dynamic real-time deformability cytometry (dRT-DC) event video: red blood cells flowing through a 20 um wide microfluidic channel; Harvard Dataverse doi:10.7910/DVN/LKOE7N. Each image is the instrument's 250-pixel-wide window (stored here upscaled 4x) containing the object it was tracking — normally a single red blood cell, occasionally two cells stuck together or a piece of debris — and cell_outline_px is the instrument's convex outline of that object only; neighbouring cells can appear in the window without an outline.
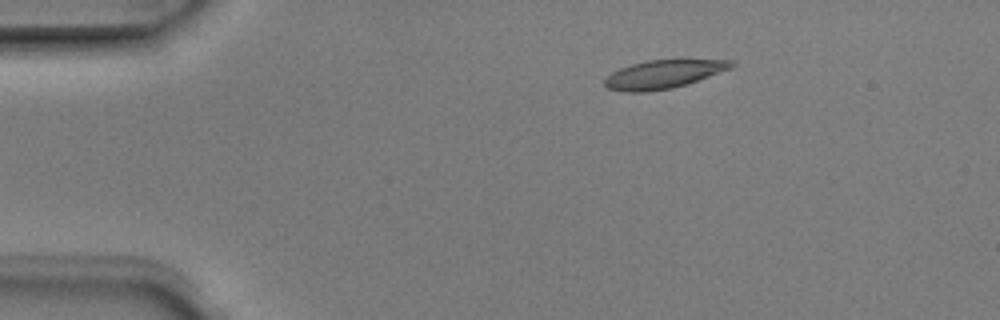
{"species": "Egyptian fruit bat (a non-hibernating species)", "species_latin": "Rousettus aegyptiacus", "temperature_condition": "room temperature", "stored_images_in_passage": 8, "camera_frame_rate_fps": 3000, "um_per_image_px": 0.085, "animal": {"sex": "male"}, "frame": {"image": 1, "passage_image": 3, "time_ms": 0.667, "image_size_px": [1000, 320], "cell_outline_px": [[736, 64], [732, 68], [688, 84], [672, 88], [644, 92], [624, 92], [608, 88], [604, 84], [604, 80], [612, 72], [620, 68], [632, 64], [648, 60], [732, 60]], "centroid_in_image_um": [56.4, 6.32], "position_along_channel_um": 28.6, "area_um2": 20.87}}
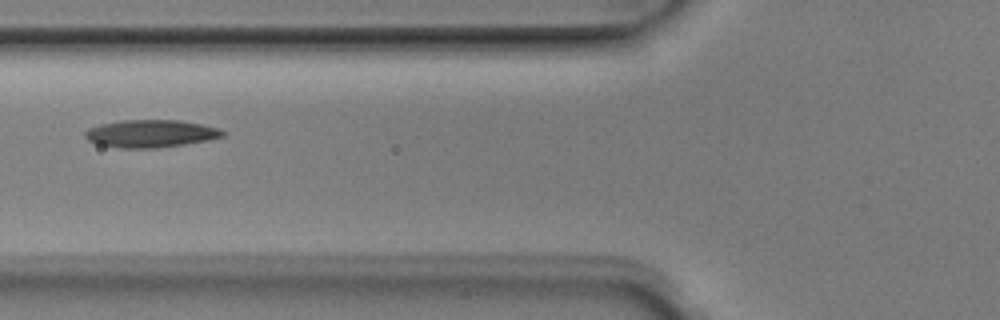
{"frame": {"image": 2, "passage_image": 6, "time_ms": 1.667, "image_size_px": [1000, 320], "cell_outline_px": [[228, 132], [224, 136], [208, 140], [184, 144], [156, 148], [120, 148], [96, 144], [88, 140], [84, 136], [84, 132], [88, 128], [100, 124], [120, 120], [180, 120], [220, 128]], "centroid_in_image_um": [12.81, 11.35], "position_along_channel_um": 113.0, "area_um2": 22.31}}
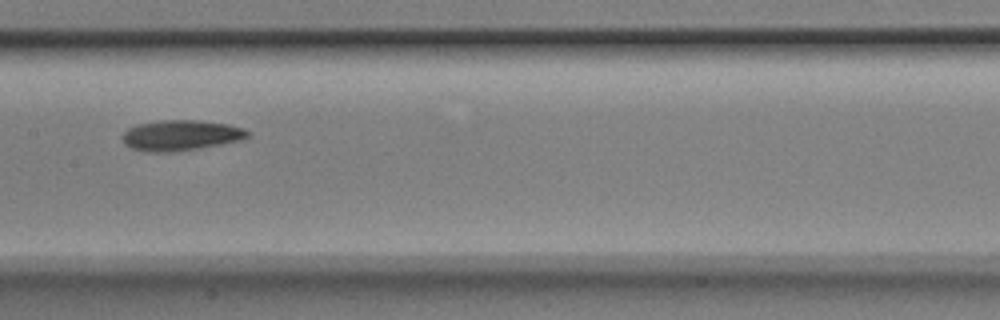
{"frame": {"image": 3, "passage_image": 8, "time_ms": 2.333, "image_size_px": [1000, 320], "cell_outline_px": [[252, 132], [248, 136], [240, 140], [220, 144], [172, 152], [144, 152], [132, 148], [124, 144], [120, 140], [120, 136], [128, 128], [136, 124], [160, 120], [196, 120], [228, 124], [244, 128]], "centroid_in_image_um": [15.31, 11.5], "position_along_channel_um": 192.1, "area_um2": 22.43}}